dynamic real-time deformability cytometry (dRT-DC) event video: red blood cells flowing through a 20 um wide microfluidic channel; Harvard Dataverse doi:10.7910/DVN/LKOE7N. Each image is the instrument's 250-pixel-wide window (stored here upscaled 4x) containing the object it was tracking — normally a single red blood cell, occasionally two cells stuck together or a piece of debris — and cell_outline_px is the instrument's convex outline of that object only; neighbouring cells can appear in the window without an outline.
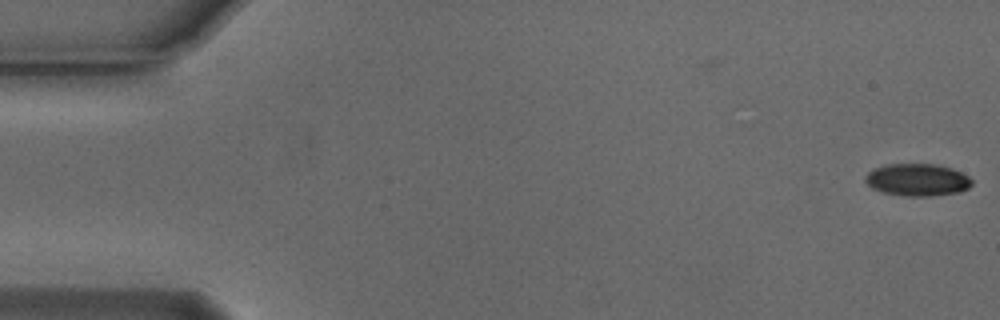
{"species": "Egyptian fruit bat (a non-hibernating species)", "species_latin": "Rousettus aegyptiacus", "temperature_condition": "cold", "stored_images_in_passage": 5, "camera_frame_rate_fps": 3000, "um_per_image_px": 0.085, "animal": {"sex": "male"}, "frame": {"image": 1, "passage_image": 5, "time_ms": 1.333, "image_size_px": [1000, 320], "cell_outline_px": [[972, 184], [968, 188], [960, 192], [932, 196], [904, 196], [884, 192], [872, 188], [864, 180], [864, 176], [868, 172], [876, 168], [888, 164], [936, 164], [952, 168], [968, 176], [972, 180]], "centroid_in_image_um": [77.99, 15.29], "position_along_channel_um": 7.0, "area_um2": 20.06}}